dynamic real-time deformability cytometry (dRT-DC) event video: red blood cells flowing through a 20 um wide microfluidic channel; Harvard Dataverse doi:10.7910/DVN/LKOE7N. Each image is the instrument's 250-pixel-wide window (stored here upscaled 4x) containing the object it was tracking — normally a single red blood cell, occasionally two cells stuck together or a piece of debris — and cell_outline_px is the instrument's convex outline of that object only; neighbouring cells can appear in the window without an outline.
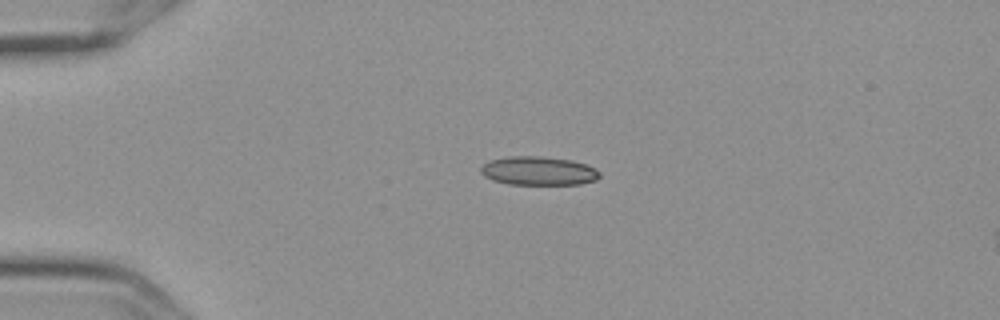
{"species": "Egyptian fruit bat (a non-hibernating species)", "species_latin": "Rousettus aegyptiacus", "temperature_condition": "cold", "stored_images_in_passage": 3, "camera_frame_rate_fps": 3000, "um_per_image_px": 0.085, "frame": {"image": 1, "passage_image": 1, "time_ms": 0.0, "image_size_px": [1000, 320], "cell_outline_px": [[600, 176], [596, 180], [580, 184], [508, 184], [492, 180], [484, 176], [480, 172], [480, 168], [488, 160], [508, 156], [544, 156], [572, 160], [596, 168], [600, 172]], "centroid_in_image_um": [45.76, 14.52], "position_along_channel_um": 39.2, "area_um2": 20.06}}